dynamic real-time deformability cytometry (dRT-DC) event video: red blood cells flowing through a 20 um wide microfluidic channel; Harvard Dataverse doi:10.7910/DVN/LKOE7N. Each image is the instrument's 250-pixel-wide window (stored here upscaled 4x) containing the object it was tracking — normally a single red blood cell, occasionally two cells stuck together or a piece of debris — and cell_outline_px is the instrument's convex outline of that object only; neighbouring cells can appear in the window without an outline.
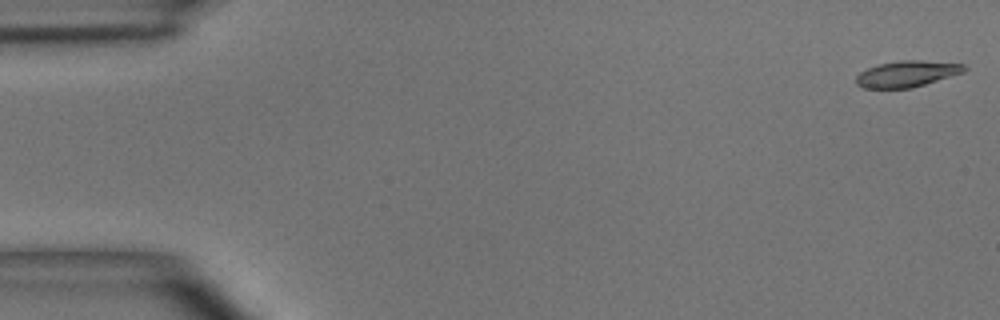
{"species": "common noctule bat (a hibernating species)", "species_latin": "Nyctalus noctula", "temperature_condition": "room temperature", "stored_images_in_passage": 3, "camera_frame_rate_fps": 3000, "um_per_image_px": 0.085, "animal": {"sex": "male", "body_mass_g": 15.6}, "frame": {"image": 1, "passage_image": 1, "time_ms": 0.0, "image_size_px": [1000, 320], "cell_outline_px": [[968, 68], [964, 72], [912, 88], [864, 88], [856, 84], [856, 76], [860, 72], [868, 68], [880, 64], [900, 60], [920, 60], [964, 64]], "centroid_in_image_um": [77.1, 6.28], "position_along_channel_um": 7.9, "area_um2": 16.42}}